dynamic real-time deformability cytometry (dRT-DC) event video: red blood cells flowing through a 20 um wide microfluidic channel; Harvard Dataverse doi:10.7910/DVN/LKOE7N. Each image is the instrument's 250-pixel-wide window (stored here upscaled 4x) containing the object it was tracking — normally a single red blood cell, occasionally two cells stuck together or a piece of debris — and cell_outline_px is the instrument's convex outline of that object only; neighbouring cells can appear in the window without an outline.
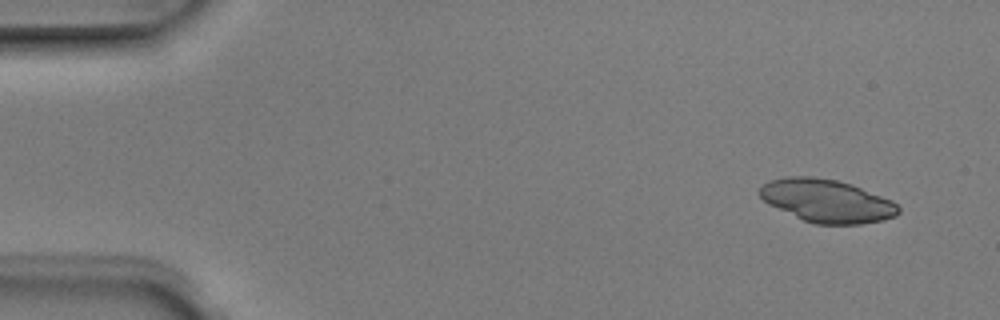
{"species": "Egyptian fruit bat (a non-hibernating species)", "species_latin": "Rousettus aegyptiacus", "temperature_condition": "room temperature", "stored_images_in_passage": 4, "camera_frame_rate_fps": 3000, "um_per_image_px": 0.085, "animal": {"sex": "male"}, "frame": {"image": 1, "passage_image": 1, "time_ms": 0.0, "image_size_px": [1000, 320], "cell_outline_px": [[900, 212], [896, 216], [884, 220], [860, 224], [816, 224], [804, 220], [768, 204], [756, 192], [764, 184], [772, 180], [788, 176], [812, 176], [836, 180], [852, 184], [892, 200], [900, 208]], "centroid_in_image_um": [70.3, 17.07], "position_along_channel_um": 14.7, "area_um2": 34.68}}